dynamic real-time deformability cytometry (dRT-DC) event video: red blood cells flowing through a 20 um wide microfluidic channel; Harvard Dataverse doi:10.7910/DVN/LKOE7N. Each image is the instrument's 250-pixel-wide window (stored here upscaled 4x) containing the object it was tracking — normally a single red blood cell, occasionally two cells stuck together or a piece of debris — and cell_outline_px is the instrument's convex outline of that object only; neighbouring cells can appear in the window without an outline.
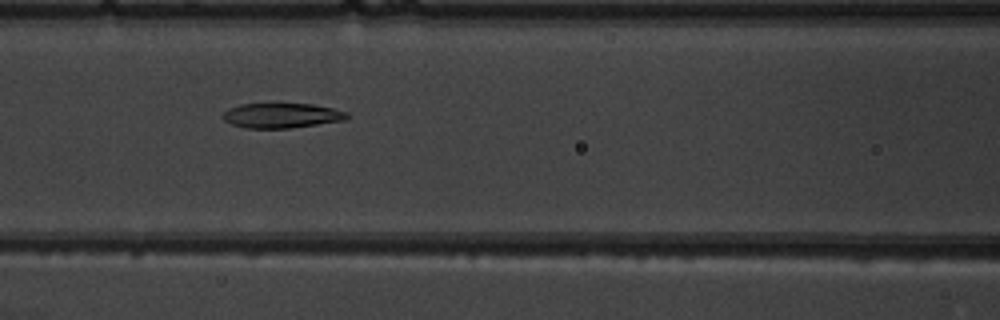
{"species": "common noctule bat (a hibernating species)", "species_latin": "Nyctalus noctula", "temperature_condition": "warm", "stored_images_in_passage": 9, "camera_frame_rate_fps": 3000, "um_per_image_px": 0.085, "animal": {"sex": "male", "body_mass_g": 19.5, "forearm_length_mm": 54.6}, "frame": {"image": 1, "passage_image": 7, "time_ms": 7.667, "image_size_px": [1000, 320], "cell_outline_px": [[348, 116], [344, 120], [288, 128], [244, 128], [232, 124], [224, 120], [220, 116], [228, 108], [240, 104], [276, 100], [312, 104], [332, 108], [348, 112]], "centroid_in_image_um": [23.86, 9.76], "position_along_channel_um": 142.7, "area_um2": 18.9}}
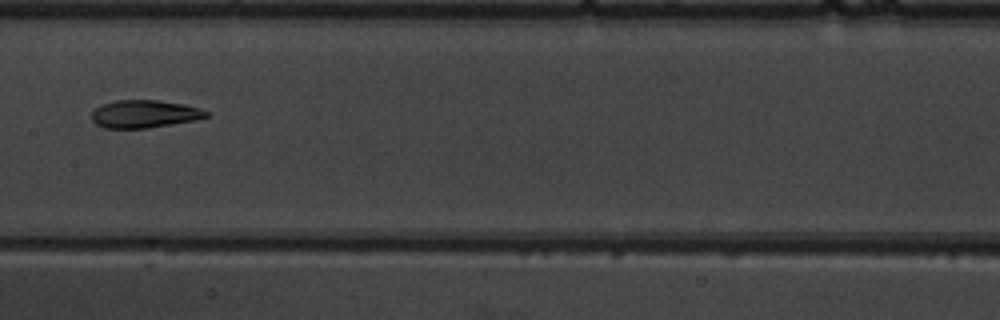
{"frame": {"image": 2, "passage_image": 8, "time_ms": 9.0, "image_size_px": [1000, 320], "cell_outline_px": [[208, 116], [196, 120], [148, 128], [104, 128], [96, 124], [92, 120], [92, 112], [100, 104], [116, 100], [160, 100], [184, 104], [200, 108], [208, 112]], "centroid_in_image_um": [12.27, 9.68], "position_along_channel_um": 195.1, "area_um2": 18.61}}
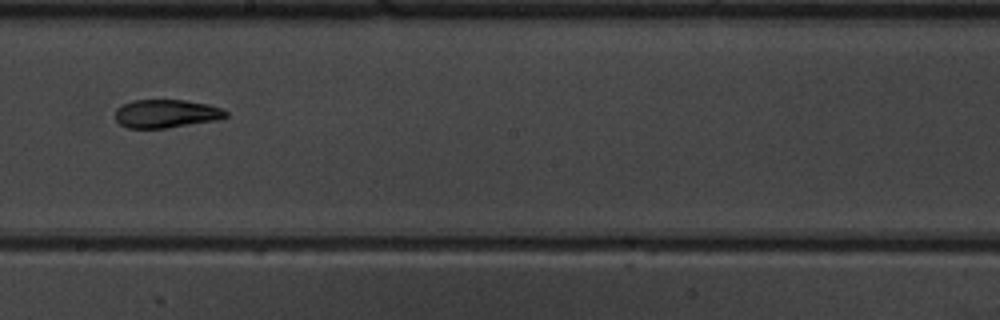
{"frame": {"image": 3, "passage_image": 9, "time_ms": 10.0, "image_size_px": [1000, 320], "cell_outline_px": [[228, 116], [216, 120], [168, 128], [128, 128], [120, 124], [116, 120], [116, 108], [120, 104], [132, 100], [184, 100], [208, 104], [220, 108], [228, 112]], "centroid_in_image_um": [14.1, 9.66], "position_along_channel_um": 234.1, "area_um2": 18.32}}